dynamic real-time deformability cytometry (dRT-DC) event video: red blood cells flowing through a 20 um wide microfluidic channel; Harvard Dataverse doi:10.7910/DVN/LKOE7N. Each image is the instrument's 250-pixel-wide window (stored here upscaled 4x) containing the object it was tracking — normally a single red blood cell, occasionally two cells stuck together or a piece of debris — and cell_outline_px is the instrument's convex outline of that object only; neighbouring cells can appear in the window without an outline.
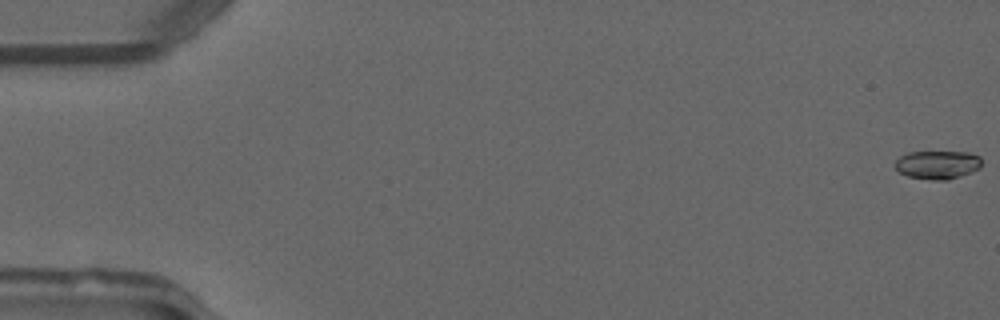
{"species": "common noctule bat (a hibernating species)", "species_latin": "Nyctalus noctula", "temperature_condition": "warm", "stored_images_in_passage": 51, "camera_frame_rate_fps": 3000, "um_per_image_px": 0.085, "animal": {"sex": "male", "forearm_length_mm": 52.5}, "frame": {"image": 1, "passage_image": 1, "time_ms": 0.0, "image_size_px": [1000, 320], "cell_outline_px": [[980, 168], [972, 172], [948, 180], [932, 180], [908, 176], [900, 172], [896, 168], [896, 160], [900, 156], [908, 152], [968, 152], [980, 156]], "centroid_in_image_um": [79.7, 14.0], "position_along_channel_um": 5.3, "area_um2": 14.28}}
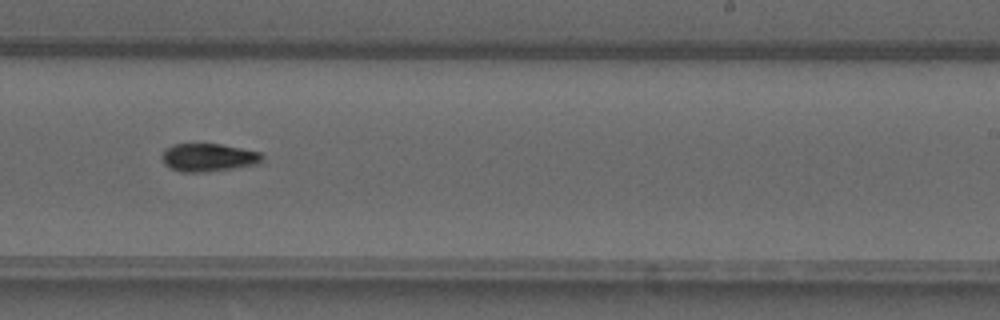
{"frame": {"image": 2, "passage_image": 32, "time_ms": 10.333, "image_size_px": [1000, 320], "cell_outline_px": [[264, 156], [256, 164], [232, 168], [204, 172], [180, 172], [164, 164], [160, 156], [164, 148], [172, 144], [220, 144], [260, 152]], "centroid_in_image_um": [17.64, 13.38], "position_along_channel_um": 271.4, "area_um2": 16.3}}
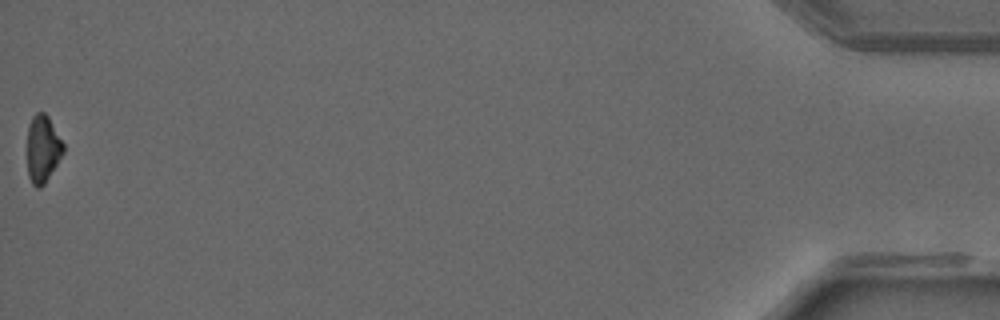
{"frame": {"image": 3, "passage_image": 51, "time_ms": 16.667, "image_size_px": [1000, 320], "cell_outline_px": [[64, 152], [44, 184], [40, 188], [36, 188], [32, 184], [28, 176], [28, 128], [32, 116], [36, 112], [44, 112], [48, 116], [64, 144]], "centroid_in_image_um": [3.63, 12.65], "position_along_channel_um": 431.6, "area_um2": 14.05}, "authors_computed_cell_mechanics": {"area_um2": 15.028, "velocity_mm_per_s": 4.1287, "shape_relaxation_time_tau1_ms": 4.734, "shape_relaxation_time_tau2_ms": null, "deformation_change_tau1": 0.185, "deformation_change_tau2": null}}